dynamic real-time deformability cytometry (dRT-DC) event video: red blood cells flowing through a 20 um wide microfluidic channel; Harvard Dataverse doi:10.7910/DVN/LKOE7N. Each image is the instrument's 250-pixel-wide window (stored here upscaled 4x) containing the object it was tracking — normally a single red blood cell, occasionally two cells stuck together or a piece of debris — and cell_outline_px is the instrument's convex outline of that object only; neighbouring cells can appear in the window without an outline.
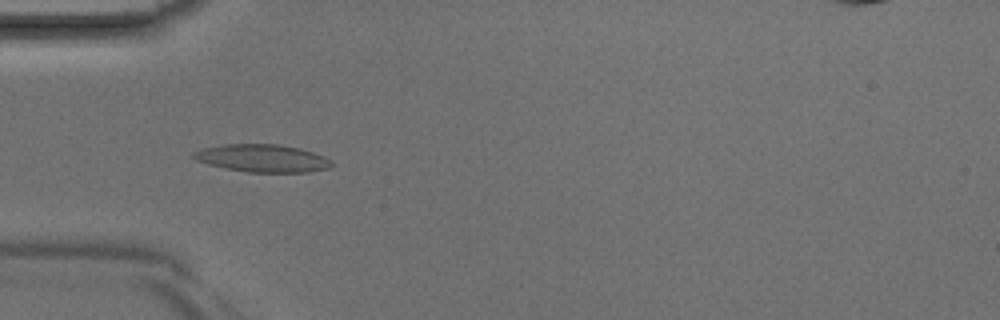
{"species": "Egyptian fruit bat (a non-hibernating species)", "species_latin": "Rousettus aegyptiacus", "temperature_condition": "room temperature", "stored_images_in_passage": 36, "camera_frame_rate_fps": 3000, "um_per_image_px": 0.085, "animal": {"sex": "male"}, "frame": {"image": 1, "passage_image": 6, "time_ms": 1.667, "image_size_px": [1000, 320], "cell_outline_px": [[332, 164], [328, 168], [308, 172], [248, 172], [224, 168], [208, 164], [196, 160], [192, 156], [192, 152], [204, 148], [224, 144], [276, 144], [300, 148], [324, 156], [332, 160]], "centroid_in_image_um": [22.29, 13.45], "position_along_channel_um": 62.7, "area_um2": 22.2}}
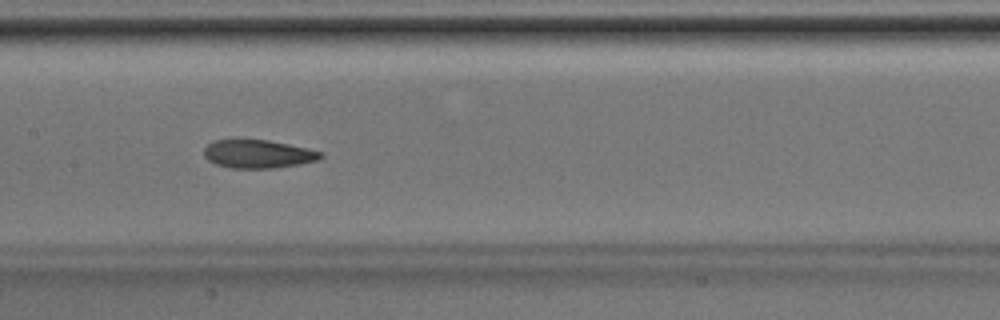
{"frame": {"image": 2, "passage_image": 14, "time_ms": 4.333, "image_size_px": [1000, 320], "cell_outline_px": [[324, 156], [316, 160], [300, 164], [272, 168], [228, 168], [216, 164], [208, 160], [204, 156], [204, 148], [212, 140], [236, 136], [268, 140], [308, 148], [324, 152]], "centroid_in_image_um": [21.87, 13.04], "position_along_channel_um": 185.5, "area_um2": 20.06}}
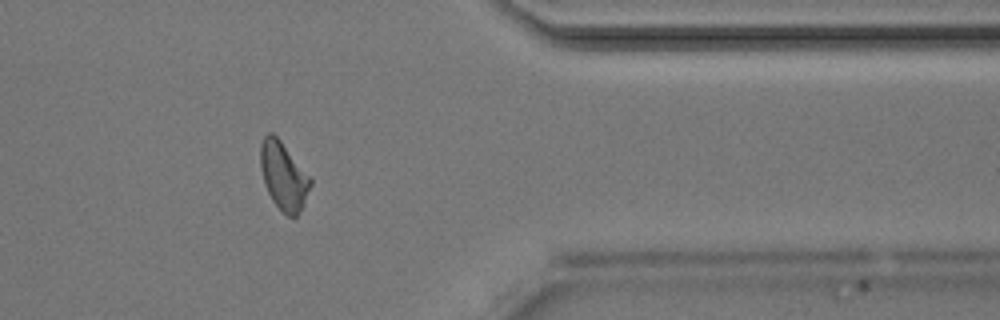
{"frame": {"image": 3, "passage_image": 28, "time_ms": 9.0, "image_size_px": [1000, 320], "cell_outline_px": [[312, 184], [304, 204], [300, 212], [296, 216], [288, 216], [272, 200], [264, 184], [260, 168], [260, 144], [264, 136], [268, 132], [272, 132], [280, 140], [312, 176]], "centroid_in_image_um": [24.12, 14.93], "position_along_channel_um": 387.3, "area_um2": 20.0}}